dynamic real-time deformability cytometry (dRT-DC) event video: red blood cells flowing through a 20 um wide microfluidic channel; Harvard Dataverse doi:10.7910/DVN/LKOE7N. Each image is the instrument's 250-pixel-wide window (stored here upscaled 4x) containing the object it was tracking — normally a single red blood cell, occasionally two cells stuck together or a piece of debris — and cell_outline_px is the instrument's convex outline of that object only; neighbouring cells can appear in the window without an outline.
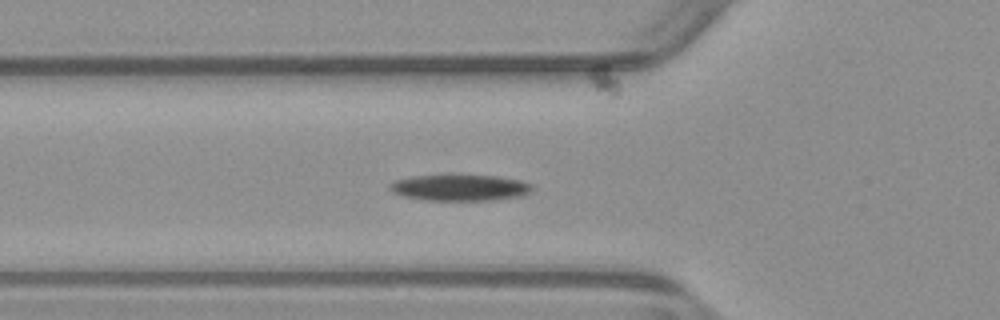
{"species": "common noctule bat (a hibernating species)", "species_latin": "Nyctalus noctula", "temperature_condition": "warm", "stored_images_in_passage": 31, "camera_frame_rate_fps": 3000, "um_per_image_px": 0.085, "animal": {"sex": "male", "body_mass_g": 23.1, "forearm_length_mm": 52.7}, "frame": {"image": 1, "passage_image": 2, "time_ms": 0.333, "image_size_px": [1000, 320], "cell_outline_px": [[536, 188], [532, 192], [524, 196], [492, 200], [424, 200], [404, 196], [392, 192], [388, 188], [388, 184], [396, 180], [412, 176], [448, 172], [452, 172], [496, 176], [520, 180], [532, 184]], "centroid_in_image_um": [39.11, 15.9], "position_along_channel_um": 86.7, "area_um2": 23.0}}
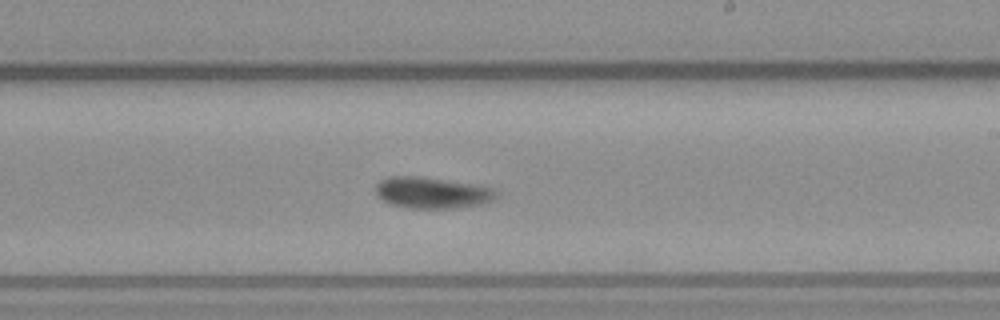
{"frame": {"image": 2, "passage_image": 15, "time_ms": 4.667, "image_size_px": [1000, 320], "cell_outline_px": [[500, 192], [496, 200], [484, 204], [456, 208], [408, 208], [392, 204], [384, 200], [376, 192], [376, 184], [380, 180], [388, 176], [420, 176], [492, 188]], "centroid_in_image_um": [36.77, 16.39], "position_along_channel_um": 252.2, "area_um2": 21.91}}
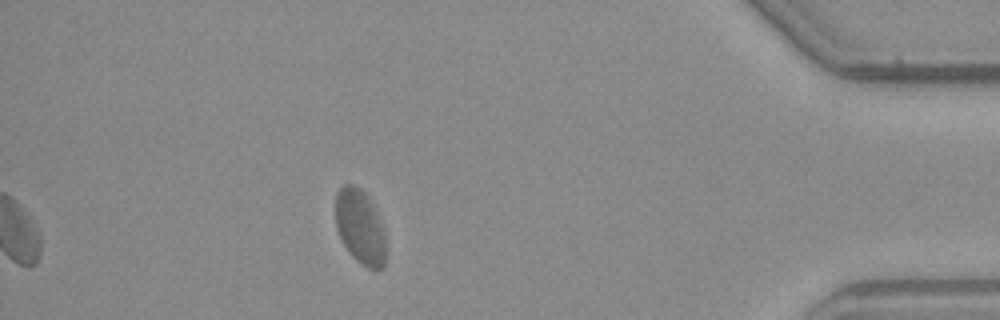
{"frame": {"image": 3, "passage_image": 31, "time_ms": 10.0, "image_size_px": [1000, 320], "cell_outline_px": [[384, 268], [376, 272], [368, 268], [356, 260], [352, 256], [344, 244], [336, 228], [336, 192], [344, 184], [352, 184], [360, 188], [368, 196], [376, 208], [384, 232]], "centroid_in_image_um": [30.61, 19.28], "position_along_channel_um": 404.6, "area_um2": 21.91}}